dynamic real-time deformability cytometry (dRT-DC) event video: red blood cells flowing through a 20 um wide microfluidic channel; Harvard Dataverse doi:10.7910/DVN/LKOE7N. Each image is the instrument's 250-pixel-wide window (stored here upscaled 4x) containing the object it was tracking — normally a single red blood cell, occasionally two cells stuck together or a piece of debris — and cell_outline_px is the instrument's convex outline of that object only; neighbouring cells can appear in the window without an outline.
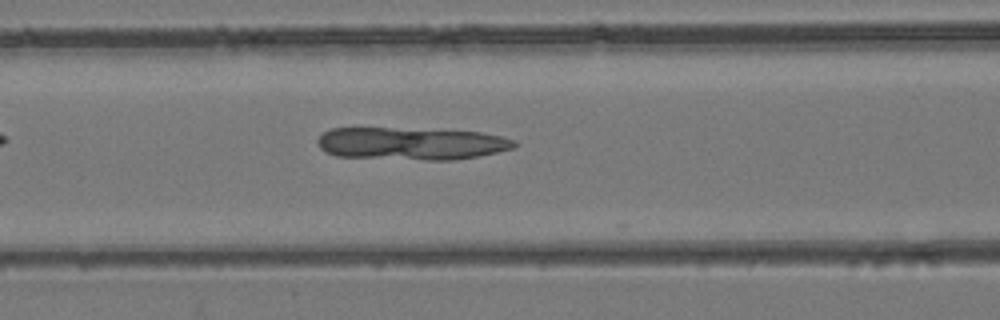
{"species": "common noctule bat (a hibernating species)", "species_latin": "Nyctalus noctula", "temperature_condition": "room temperature", "stored_images_in_passage": 18, "camera_frame_rate_fps": 3000, "um_per_image_px": 0.085, "animal": {"sex": "female", "body_mass_g": 24.6, "forearm_length_mm": 56.2}, "frame": {"image": 1, "passage_image": 6, "time_ms": 1.667, "image_size_px": [1000, 320], "cell_outline_px": [[520, 144], [512, 148], [496, 152], [476, 156], [452, 160], [428, 160], [336, 156], [324, 152], [320, 148], [316, 140], [324, 132], [332, 128], [392, 128], [480, 132], [500, 136], [516, 140]], "centroid_in_image_um": [34.93, 12.2], "position_along_channel_um": 131.7, "area_um2": 37.11}}
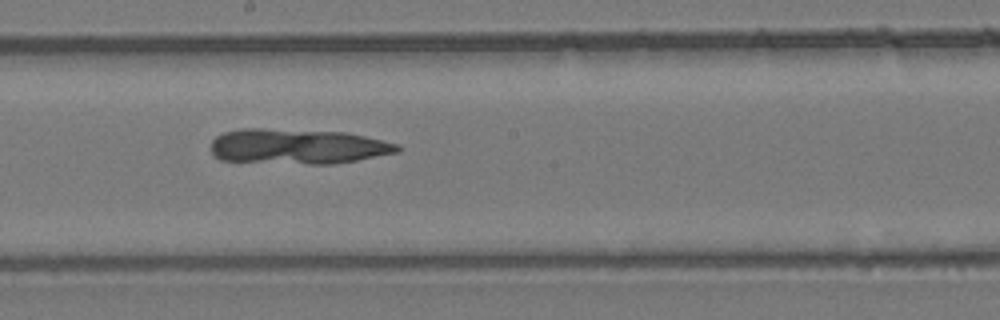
{"frame": {"image": 2, "passage_image": 12, "time_ms": 3.667, "image_size_px": [1000, 320], "cell_outline_px": [[400, 152], [356, 160], [332, 164], [312, 164], [220, 160], [212, 156], [212, 140], [216, 136], [224, 132], [240, 128], [264, 128], [348, 132], [400, 144]], "centroid_in_image_um": [25.3, 12.44], "position_along_channel_um": 222.9, "area_um2": 38.49}}
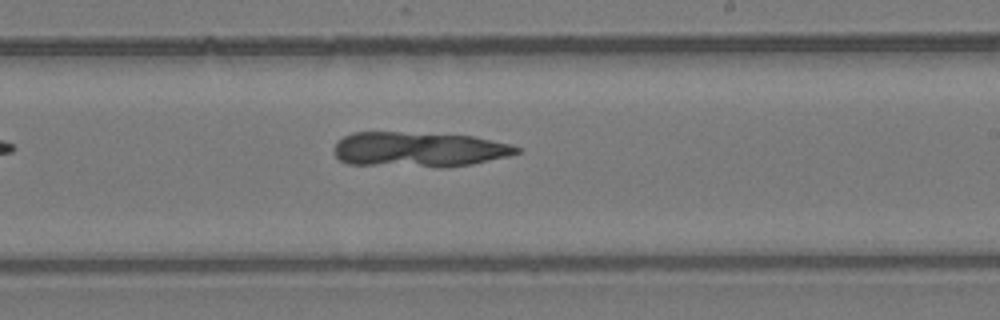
{"frame": {"image": 3, "passage_image": 14, "time_ms": 4.333, "image_size_px": [1000, 320], "cell_outline_px": [[520, 152], [508, 156], [472, 164], [444, 168], [440, 168], [348, 164], [340, 160], [336, 156], [336, 140], [352, 132], [400, 132], [472, 136], [508, 144], [520, 148]], "centroid_in_image_um": [35.58, 12.72], "position_along_channel_um": 253.4, "area_um2": 37.4}}